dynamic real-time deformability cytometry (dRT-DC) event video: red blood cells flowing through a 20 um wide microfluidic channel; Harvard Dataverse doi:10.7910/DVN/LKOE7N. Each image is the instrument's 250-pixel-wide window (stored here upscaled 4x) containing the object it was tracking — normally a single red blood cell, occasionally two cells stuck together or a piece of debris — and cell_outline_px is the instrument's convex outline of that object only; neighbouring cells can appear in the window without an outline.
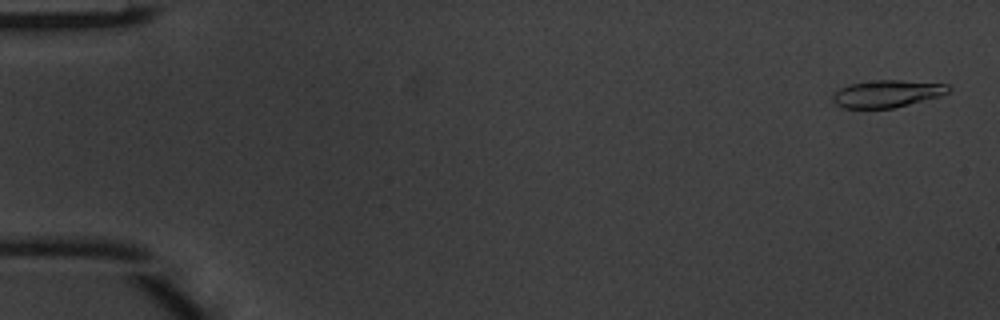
{"species": "common noctule bat (a hibernating species)", "species_latin": "Nyctalus noctula", "temperature_condition": "warm", "stored_images_in_passage": 4, "camera_frame_rate_fps": 3000, "um_per_image_px": 0.085, "animal": {"sex": "male", "body_mass_g": 20.1, "forearm_length_mm": 53.5}, "frame": {"image": 1, "passage_image": 1, "time_ms": 0.0, "image_size_px": [1000, 320], "cell_outline_px": [[952, 88], [948, 92], [940, 96], [892, 108], [844, 108], [836, 104], [832, 100], [832, 92], [848, 84], [876, 80], [900, 80], [948, 84]], "centroid_in_image_um": [75.37, 7.95], "position_along_channel_um": 9.6, "area_um2": 18.38}}
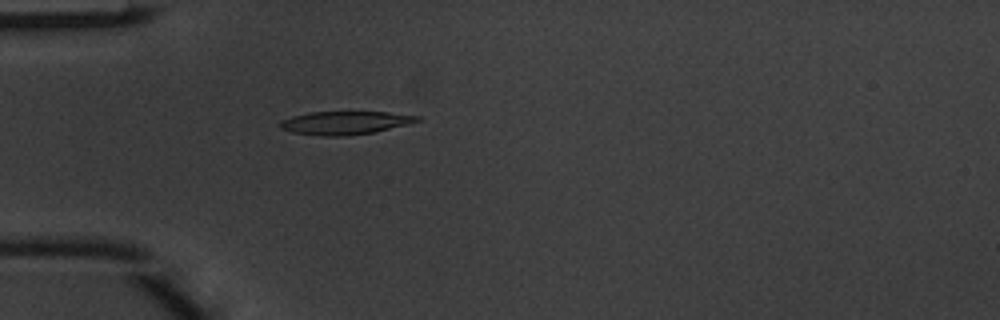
{"frame": {"image": 2, "passage_image": 4, "time_ms": 1.0, "image_size_px": [1000, 320], "cell_outline_px": [[424, 116], [420, 120], [408, 124], [372, 132], [348, 136], [324, 136], [292, 132], [280, 128], [280, 120], [292, 116], [308, 112], [388, 112]], "centroid_in_image_um": [29.33, 10.43], "position_along_channel_um": 55.7, "area_um2": 18.55}}